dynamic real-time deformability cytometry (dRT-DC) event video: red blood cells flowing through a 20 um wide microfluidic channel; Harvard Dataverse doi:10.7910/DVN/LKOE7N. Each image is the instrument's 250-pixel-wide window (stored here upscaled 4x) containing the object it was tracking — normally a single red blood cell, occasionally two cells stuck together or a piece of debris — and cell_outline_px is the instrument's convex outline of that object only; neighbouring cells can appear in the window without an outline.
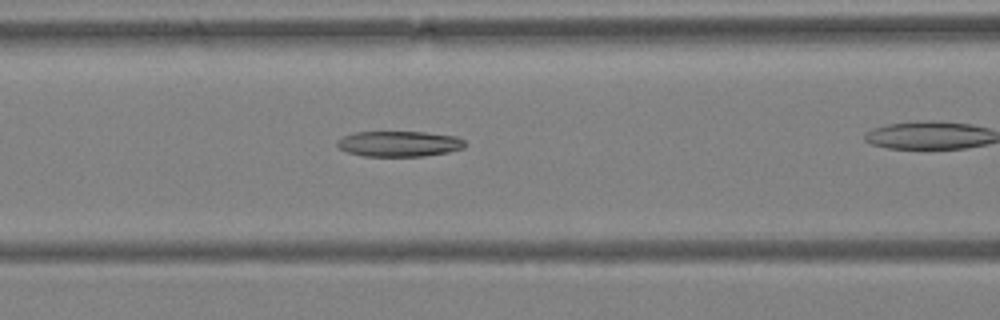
{"species": "Egyptian fruit bat (a non-hibernating species)", "species_latin": "Rousettus aegyptiacus", "temperature_condition": "warm", "stored_images_in_passage": 24, "camera_frame_rate_fps": 3000, "um_per_image_px": 0.085, "animal": {"sex": "female"}, "frame": {"image": 1, "passage_image": 5, "time_ms": 1.333, "image_size_px": [1000, 320], "cell_outline_px": [[464, 148], [448, 152], [424, 156], [364, 156], [348, 152], [340, 148], [336, 144], [336, 140], [344, 136], [356, 132], [424, 132], [456, 136], [464, 140]], "centroid_in_image_um": [33.92, 12.22], "position_along_channel_um": 132.7, "area_um2": 18.96}}
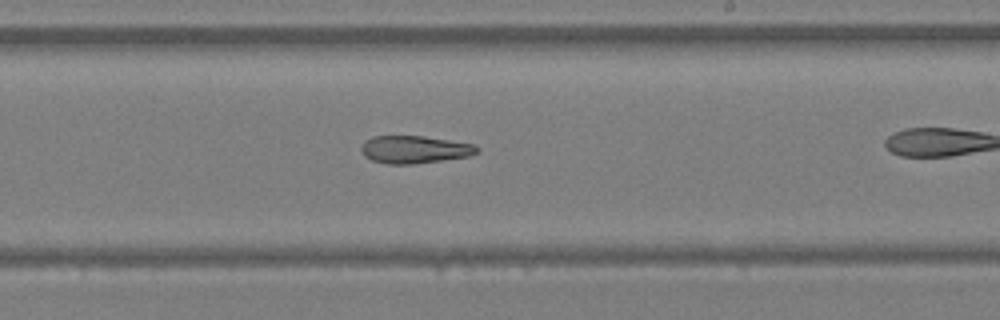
{"frame": {"image": 2, "passage_image": 14, "time_ms": 4.333, "image_size_px": [1000, 320], "cell_outline_px": [[480, 152], [468, 156], [412, 164], [388, 164], [372, 160], [364, 156], [360, 148], [364, 140], [372, 136], [424, 136], [476, 144], [480, 148]], "centroid_in_image_um": [35.24, 12.69], "position_along_channel_um": 253.8, "area_um2": 18.73}}
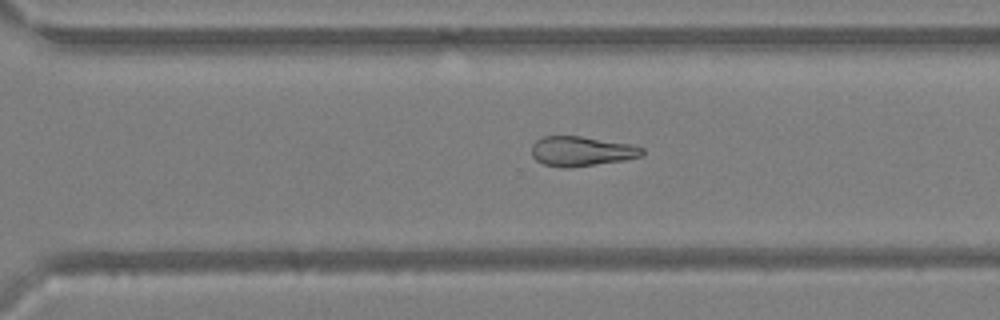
{"frame": {"image": 3, "passage_image": 19, "time_ms": 6.0, "image_size_px": [1000, 320], "cell_outline_px": [[644, 156], [624, 160], [568, 168], [560, 168], [544, 164], [536, 160], [532, 156], [532, 144], [536, 140], [544, 136], [580, 136], [632, 144], [644, 148]], "centroid_in_image_um": [49.44, 12.85], "position_along_channel_um": 321.2, "area_um2": 19.31}}